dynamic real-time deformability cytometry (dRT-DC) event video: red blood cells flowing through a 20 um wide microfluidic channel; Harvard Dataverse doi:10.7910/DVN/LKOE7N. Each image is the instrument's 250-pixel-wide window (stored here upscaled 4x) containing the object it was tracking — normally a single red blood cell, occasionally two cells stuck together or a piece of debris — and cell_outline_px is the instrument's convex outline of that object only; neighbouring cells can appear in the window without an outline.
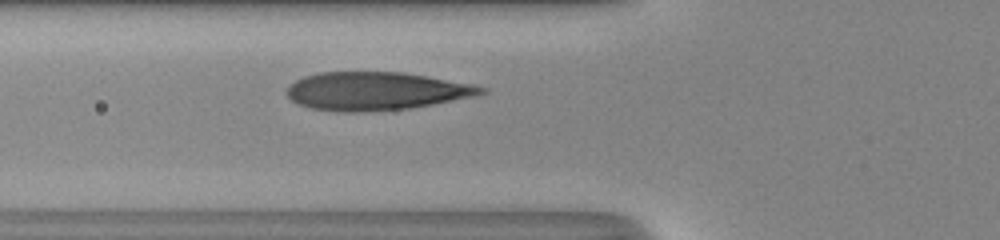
{"species": "human", "species_latin": "Homo sapiens", "temperature_condition": "room temperature", "stored_images_in_passage": 34, "camera_frame_rate_fps": 3000, "um_per_image_px": 0.085, "donor": {"sex": "male"}, "frame": {"image": 1, "passage_image": 12, "time_ms": 3.667, "image_size_px": [1000, 240], "cell_outline_px": [[488, 92], [480, 96], [412, 108], [364, 112], [336, 112], [312, 108], [296, 104], [284, 92], [296, 80], [304, 76], [320, 72], [404, 72], [472, 84], [484, 88]], "centroid_in_image_um": [31.98, 7.75], "position_along_channel_um": 93.8, "area_um2": 43.58}}
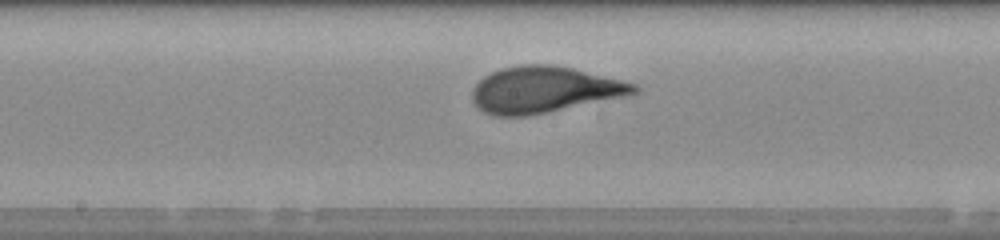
{"frame": {"image": 2, "passage_image": 20, "time_ms": 6.333, "image_size_px": [1000, 240], "cell_outline_px": [[640, 88], [632, 96], [528, 116], [492, 116], [476, 108], [472, 100], [472, 88], [484, 76], [500, 68], [520, 64], [552, 64], [572, 68], [636, 84]], "centroid_in_image_um": [46.26, 7.64], "position_along_channel_um": 201.9, "area_um2": 44.16}}
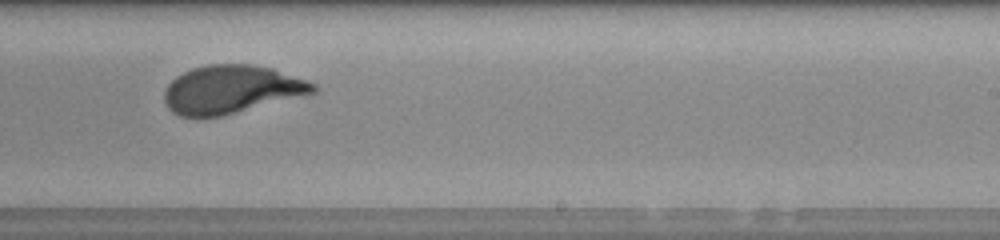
{"frame": {"image": 3, "passage_image": 25, "time_ms": 8.0, "image_size_px": [1000, 240], "cell_outline_px": [[320, 88], [316, 92], [220, 116], [196, 120], [180, 116], [172, 112], [168, 108], [164, 100], [164, 92], [168, 84], [176, 76], [192, 68], [208, 64], [252, 64], [272, 68], [308, 80], [316, 84]], "centroid_in_image_um": [19.63, 7.61], "position_along_channel_um": 269.4, "area_um2": 42.14}, "authors_computed_cell_mechanics": {"area_um2": 42.194, "velocity_mm_per_s": 4.0542, "shape_relaxation_time_tau1_ms": 4.2303, "shape_relaxation_time_tau2_ms": null, "deformation_change_tau1": 0.2311, "deformation_change_tau2": null}}